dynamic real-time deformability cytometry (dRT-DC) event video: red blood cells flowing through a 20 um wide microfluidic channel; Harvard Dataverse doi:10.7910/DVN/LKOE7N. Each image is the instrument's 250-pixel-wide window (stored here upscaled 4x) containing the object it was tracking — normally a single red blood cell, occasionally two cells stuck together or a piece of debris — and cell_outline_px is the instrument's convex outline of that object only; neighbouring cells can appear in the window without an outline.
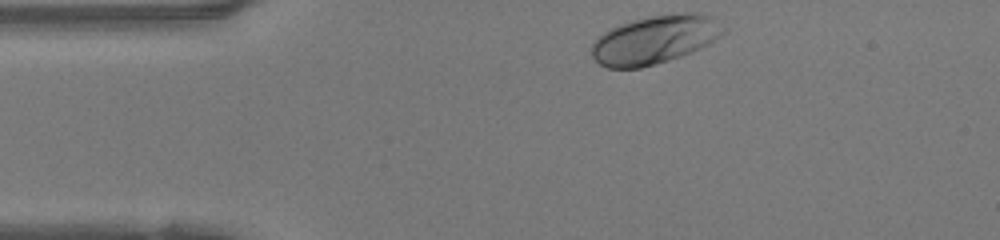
{"species": "human", "species_latin": "Homo sapiens", "temperature_condition": "warm", "stored_images_in_passage": 33, "camera_frame_rate_fps": 3000, "um_per_image_px": 0.085, "donor": {"sex": "female"}, "frame": {"image": 1, "passage_image": 1, "time_ms": 0.0, "image_size_px": [1000, 240], "cell_outline_px": [[724, 32], [720, 36], [708, 44], [692, 52], [668, 60], [640, 68], [608, 68], [600, 64], [592, 56], [592, 44], [604, 32], [620, 24], [632, 20], [652, 16], [684, 12], [696, 12], [708, 16], [724, 28]], "centroid_in_image_um": [55.64, 3.37], "position_along_channel_um": 29.4, "area_um2": 36.59}}
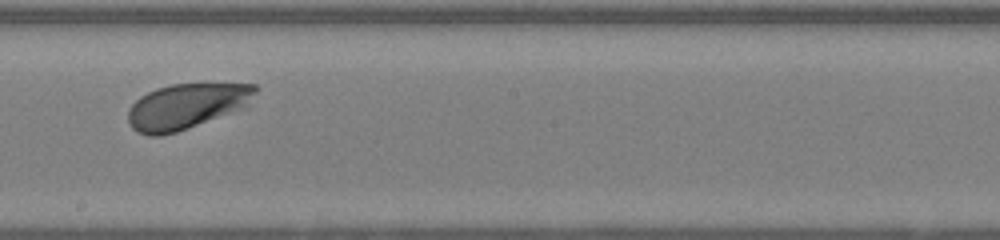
{"frame": {"image": 2, "passage_image": 19, "time_ms": 6.0, "image_size_px": [1000, 240], "cell_outline_px": [[256, 92], [248, 108], [176, 132], [160, 136], [148, 136], [132, 128], [128, 120], [128, 108], [140, 96], [156, 88], [172, 84], [256, 84]], "centroid_in_image_um": [15.88, 9.04], "position_along_channel_um": 232.3, "area_um2": 33.93}}
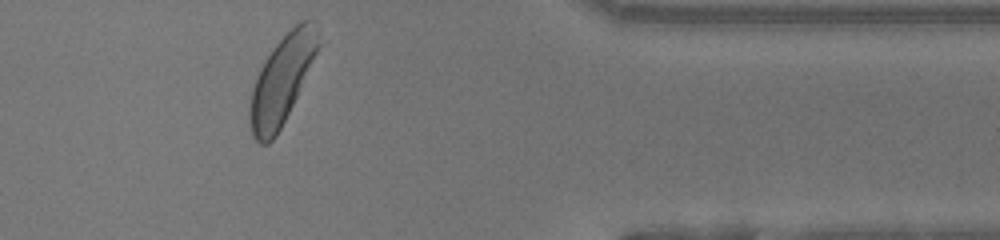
{"frame": {"image": 3, "passage_image": 32, "time_ms": 10.333, "image_size_px": [1000, 240], "cell_outline_px": [[328, 40], [276, 136], [268, 144], [260, 144], [252, 136], [248, 120], [248, 112], [252, 88], [260, 68], [272, 48], [296, 24], [304, 20], [308, 20]], "centroid_in_image_um": [24.06, 6.76], "position_along_channel_um": 387.3, "area_um2": 36.41}, "authors_computed_cell_mechanics": {"area_um2": 34.6222, "velocity_mm_per_s": 4.1459, "shape_relaxation_time_tau1_ms": null, "shape_relaxation_time_tau2_ms": 2.1123, "deformation_change_tau1": null, "deformation_change_tau2": 0.0759}}